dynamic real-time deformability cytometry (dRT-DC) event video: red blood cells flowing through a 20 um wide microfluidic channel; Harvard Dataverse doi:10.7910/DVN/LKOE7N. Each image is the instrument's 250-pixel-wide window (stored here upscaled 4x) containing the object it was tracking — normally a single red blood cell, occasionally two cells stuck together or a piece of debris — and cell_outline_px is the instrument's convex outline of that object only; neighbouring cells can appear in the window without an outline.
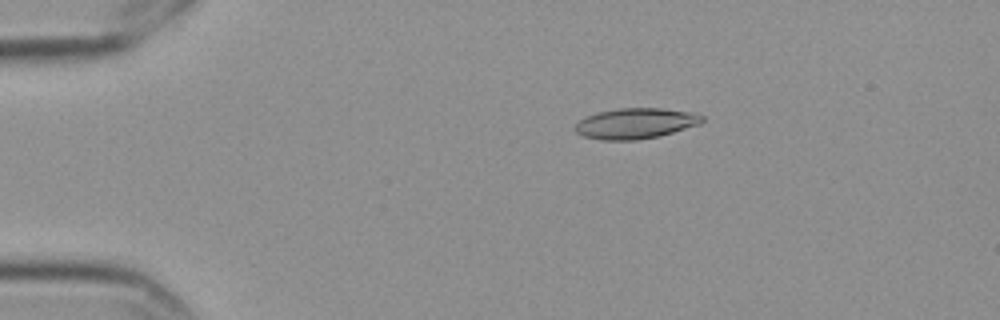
{"species": "Egyptian fruit bat (a non-hibernating species)", "species_latin": "Rousettus aegyptiacus", "temperature_condition": "cold", "stored_images_in_passage": 57, "camera_frame_rate_fps": 3000, "um_per_image_px": 0.085, "frame": {"image": 1, "passage_image": 11, "time_ms": 3.333, "image_size_px": [1000, 320], "cell_outline_px": [[704, 120], [700, 124], [660, 136], [636, 140], [600, 140], [584, 136], [576, 132], [572, 128], [584, 116], [596, 112], [616, 108], [664, 108], [692, 112], [704, 116]], "centroid_in_image_um": [54.0, 10.48], "position_along_channel_um": 31.0, "area_um2": 22.95}}
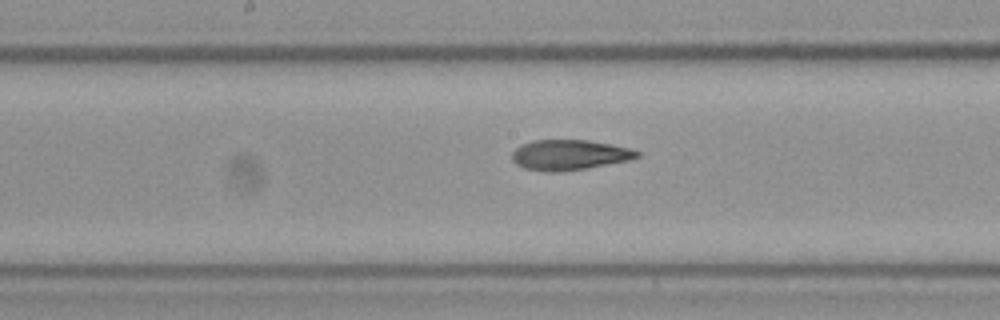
{"frame": {"image": 2, "passage_image": 30, "time_ms": 9.667, "image_size_px": [1000, 320], "cell_outline_px": [[640, 156], [628, 160], [588, 168], [560, 172], [548, 172], [524, 168], [516, 164], [512, 160], [512, 152], [520, 144], [532, 140], [588, 140], [612, 144], [628, 148], [640, 152]], "centroid_in_image_um": [48.36, 13.16], "position_along_channel_um": 199.8, "area_um2": 22.14}}
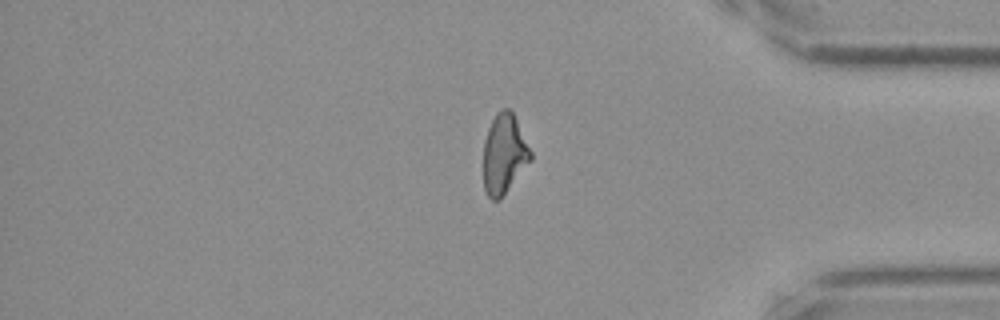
{"frame": {"image": 3, "passage_image": 48, "time_ms": 15.667, "image_size_px": [1000, 320], "cell_outline_px": [[532, 160], [500, 200], [492, 200], [488, 196], [484, 188], [484, 140], [488, 128], [496, 112], [500, 108], [508, 108], [512, 112], [532, 152]], "centroid_in_image_um": [42.85, 13.1], "position_along_channel_um": 392.3, "area_um2": 21.96}, "authors_computed_cell_mechanics": {"area_um2": 22.0218, "velocity_mm_per_s": 3.5548, "shape_relaxation_time_tau1_ms": null, "shape_relaxation_time_tau2_ms": 3.6494, "deformation_change_tau1": null, "deformation_change_tau2": 0.1025}}